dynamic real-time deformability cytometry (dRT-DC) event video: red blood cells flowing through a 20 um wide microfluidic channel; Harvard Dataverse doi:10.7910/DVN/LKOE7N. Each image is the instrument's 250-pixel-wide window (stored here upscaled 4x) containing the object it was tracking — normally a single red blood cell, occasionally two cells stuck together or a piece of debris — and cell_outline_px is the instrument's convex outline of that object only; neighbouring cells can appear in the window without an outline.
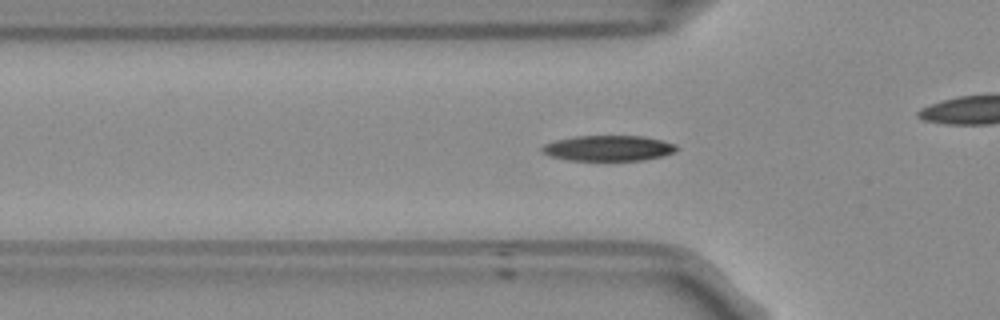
{"species": "Egyptian fruit bat (a non-hibernating species)", "species_latin": "Rousettus aegyptiacus", "temperature_condition": "room temperature", "stored_images_in_passage": 53, "camera_frame_rate_fps": 3000, "um_per_image_px": 0.085, "frame": {"image": 1, "passage_image": 16, "time_ms": 5.0, "image_size_px": [1000, 320], "cell_outline_px": [[680, 148], [672, 152], [660, 156], [640, 160], [568, 160], [552, 156], [544, 152], [540, 148], [544, 144], [556, 140], [576, 136], [644, 136], [676, 144]], "centroid_in_image_um": [51.71, 12.58], "position_along_channel_um": 74.1, "area_um2": 19.71}, "authors_computed_cell_mechanics": {"area_um2": 19.652, "velocity_mm_per_s": 3.8212, "shape_relaxation_time_tau1_ms": 4.9732, "shape_relaxation_time_tau2_ms": null, "deformation_change_tau1": 0.1682, "deformation_change_tau2": null}}